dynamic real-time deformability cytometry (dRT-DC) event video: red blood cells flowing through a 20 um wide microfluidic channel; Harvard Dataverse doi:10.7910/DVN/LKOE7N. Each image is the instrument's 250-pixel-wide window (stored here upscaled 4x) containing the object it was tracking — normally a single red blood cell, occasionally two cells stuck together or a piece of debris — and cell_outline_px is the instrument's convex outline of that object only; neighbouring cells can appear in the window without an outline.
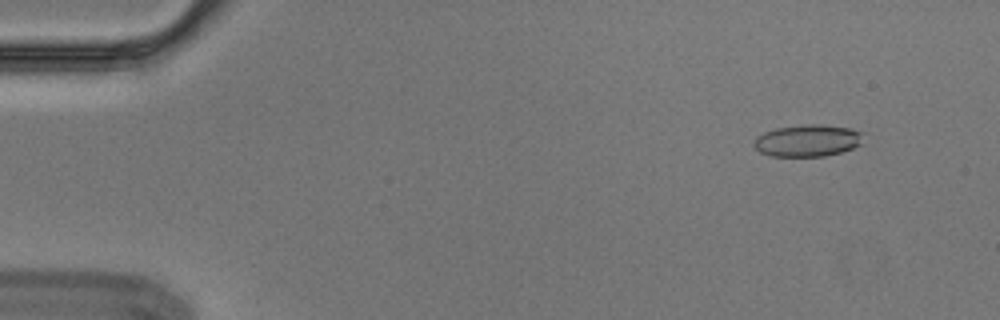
{"species": "Egyptian fruit bat (a non-hibernating species)", "species_latin": "Rousettus aegyptiacus", "temperature_condition": "cold", "stored_images_in_passage": 6, "camera_frame_rate_fps": 3000, "um_per_image_px": 0.085, "animal": {"sex": "male"}, "frame": {"image": 1, "passage_image": 2, "time_ms": 0.333, "image_size_px": [1000, 320], "cell_outline_px": [[864, 144], [840, 152], [824, 156], [772, 156], [760, 152], [752, 144], [756, 136], [764, 132], [776, 128], [808, 124], [820, 124], [852, 128], [864, 132]], "centroid_in_image_um": [68.69, 11.94], "position_along_channel_um": 16.3, "area_um2": 20.63}}
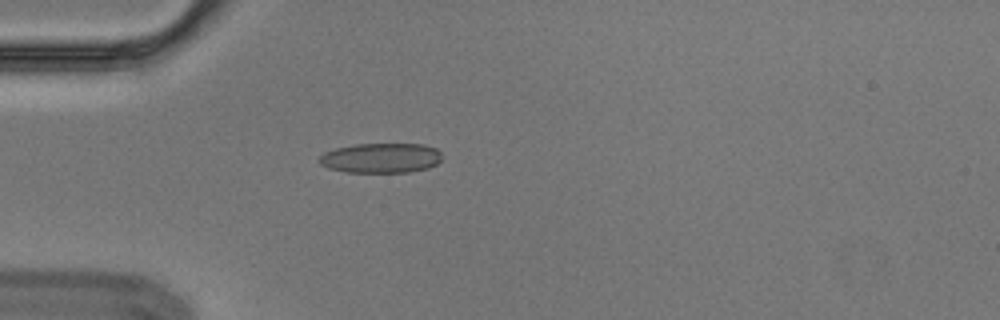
{"frame": {"image": 2, "passage_image": 5, "time_ms": 1.333, "image_size_px": [1000, 320], "cell_outline_px": [[444, 156], [436, 164], [428, 168], [408, 172], [344, 172], [328, 168], [320, 164], [316, 160], [324, 152], [336, 148], [356, 144], [424, 144], [436, 148]], "centroid_in_image_um": [32.37, 13.43], "position_along_channel_um": 52.6, "area_um2": 21.56}}